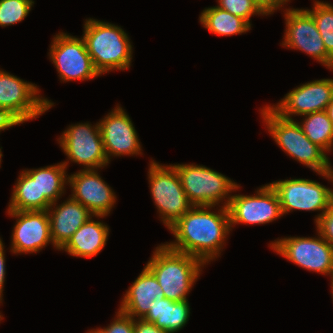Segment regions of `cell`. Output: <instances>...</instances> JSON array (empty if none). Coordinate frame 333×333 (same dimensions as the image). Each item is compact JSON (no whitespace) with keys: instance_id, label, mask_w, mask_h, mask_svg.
<instances>
[{"instance_id":"obj_1","label":"cell","mask_w":333,"mask_h":333,"mask_svg":"<svg viewBox=\"0 0 333 333\" xmlns=\"http://www.w3.org/2000/svg\"><path fill=\"white\" fill-rule=\"evenodd\" d=\"M193 206L168 230L175 240L165 243L170 249L201 260L205 266L218 258L225 246L231 226L229 212L220 206Z\"/></svg>"},{"instance_id":"obj_2","label":"cell","mask_w":333,"mask_h":333,"mask_svg":"<svg viewBox=\"0 0 333 333\" xmlns=\"http://www.w3.org/2000/svg\"><path fill=\"white\" fill-rule=\"evenodd\" d=\"M83 25L82 38L100 76L130 68L133 45L128 33L118 25L93 18L86 19Z\"/></svg>"},{"instance_id":"obj_3","label":"cell","mask_w":333,"mask_h":333,"mask_svg":"<svg viewBox=\"0 0 333 333\" xmlns=\"http://www.w3.org/2000/svg\"><path fill=\"white\" fill-rule=\"evenodd\" d=\"M204 265L198 258L172 250L166 244L157 246L146 263L162 287L165 298L173 301L188 300Z\"/></svg>"},{"instance_id":"obj_4","label":"cell","mask_w":333,"mask_h":333,"mask_svg":"<svg viewBox=\"0 0 333 333\" xmlns=\"http://www.w3.org/2000/svg\"><path fill=\"white\" fill-rule=\"evenodd\" d=\"M260 113L267 131L287 155L316 174L327 172V153L307 138L298 122L280 117L269 105Z\"/></svg>"},{"instance_id":"obj_5","label":"cell","mask_w":333,"mask_h":333,"mask_svg":"<svg viewBox=\"0 0 333 333\" xmlns=\"http://www.w3.org/2000/svg\"><path fill=\"white\" fill-rule=\"evenodd\" d=\"M37 85L0 69V117L15 125L38 118L54 103L42 97Z\"/></svg>"},{"instance_id":"obj_6","label":"cell","mask_w":333,"mask_h":333,"mask_svg":"<svg viewBox=\"0 0 333 333\" xmlns=\"http://www.w3.org/2000/svg\"><path fill=\"white\" fill-rule=\"evenodd\" d=\"M171 165L176 169L185 194L193 206L220 207L222 204V207L227 208L231 193L240 189L236 182L206 166L194 163Z\"/></svg>"},{"instance_id":"obj_7","label":"cell","mask_w":333,"mask_h":333,"mask_svg":"<svg viewBox=\"0 0 333 333\" xmlns=\"http://www.w3.org/2000/svg\"><path fill=\"white\" fill-rule=\"evenodd\" d=\"M149 189L159 217L169 229L193 205L189 202L176 169L170 165L150 161Z\"/></svg>"},{"instance_id":"obj_8","label":"cell","mask_w":333,"mask_h":333,"mask_svg":"<svg viewBox=\"0 0 333 333\" xmlns=\"http://www.w3.org/2000/svg\"><path fill=\"white\" fill-rule=\"evenodd\" d=\"M317 237H284L270 248L293 264L311 272L333 276V247L317 231Z\"/></svg>"},{"instance_id":"obj_9","label":"cell","mask_w":333,"mask_h":333,"mask_svg":"<svg viewBox=\"0 0 333 333\" xmlns=\"http://www.w3.org/2000/svg\"><path fill=\"white\" fill-rule=\"evenodd\" d=\"M94 125L89 122L71 124L57 139L67 156V160L62 162L66 168L69 160L84 166V170H99L109 164L99 124L97 122Z\"/></svg>"},{"instance_id":"obj_10","label":"cell","mask_w":333,"mask_h":333,"mask_svg":"<svg viewBox=\"0 0 333 333\" xmlns=\"http://www.w3.org/2000/svg\"><path fill=\"white\" fill-rule=\"evenodd\" d=\"M269 184L278 195L283 215L294 210L319 211L316 223L333 201V189L314 180L294 178Z\"/></svg>"},{"instance_id":"obj_11","label":"cell","mask_w":333,"mask_h":333,"mask_svg":"<svg viewBox=\"0 0 333 333\" xmlns=\"http://www.w3.org/2000/svg\"><path fill=\"white\" fill-rule=\"evenodd\" d=\"M48 55L62 82L85 81L100 76L93 66L82 37L59 32L52 38Z\"/></svg>"},{"instance_id":"obj_12","label":"cell","mask_w":333,"mask_h":333,"mask_svg":"<svg viewBox=\"0 0 333 333\" xmlns=\"http://www.w3.org/2000/svg\"><path fill=\"white\" fill-rule=\"evenodd\" d=\"M285 33L282 46L307 53L333 71V58L327 53L316 23L306 9L285 8Z\"/></svg>"},{"instance_id":"obj_13","label":"cell","mask_w":333,"mask_h":333,"mask_svg":"<svg viewBox=\"0 0 333 333\" xmlns=\"http://www.w3.org/2000/svg\"><path fill=\"white\" fill-rule=\"evenodd\" d=\"M231 230L236 224H267L283 216L276 191L270 184L253 195L232 194L227 206Z\"/></svg>"},{"instance_id":"obj_14","label":"cell","mask_w":333,"mask_h":333,"mask_svg":"<svg viewBox=\"0 0 333 333\" xmlns=\"http://www.w3.org/2000/svg\"><path fill=\"white\" fill-rule=\"evenodd\" d=\"M333 98V79H317L301 84L289 91L277 104L269 107L280 117L295 120L292 116H304L326 110Z\"/></svg>"},{"instance_id":"obj_15","label":"cell","mask_w":333,"mask_h":333,"mask_svg":"<svg viewBox=\"0 0 333 333\" xmlns=\"http://www.w3.org/2000/svg\"><path fill=\"white\" fill-rule=\"evenodd\" d=\"M16 223L12 230L11 249L13 254L38 253L50 243V221L47 210H7Z\"/></svg>"},{"instance_id":"obj_16","label":"cell","mask_w":333,"mask_h":333,"mask_svg":"<svg viewBox=\"0 0 333 333\" xmlns=\"http://www.w3.org/2000/svg\"><path fill=\"white\" fill-rule=\"evenodd\" d=\"M98 124L109 163L112 157L143 155L142 145L132 120L119 104Z\"/></svg>"},{"instance_id":"obj_17","label":"cell","mask_w":333,"mask_h":333,"mask_svg":"<svg viewBox=\"0 0 333 333\" xmlns=\"http://www.w3.org/2000/svg\"><path fill=\"white\" fill-rule=\"evenodd\" d=\"M98 169H81L68 175L69 195L86 207L94 215H105L112 211L116 203L113 189L99 175Z\"/></svg>"},{"instance_id":"obj_18","label":"cell","mask_w":333,"mask_h":333,"mask_svg":"<svg viewBox=\"0 0 333 333\" xmlns=\"http://www.w3.org/2000/svg\"><path fill=\"white\" fill-rule=\"evenodd\" d=\"M52 203L48 210L50 235L53 247L60 250L86 221L92 216L86 207L69 196L61 204Z\"/></svg>"},{"instance_id":"obj_19","label":"cell","mask_w":333,"mask_h":333,"mask_svg":"<svg viewBox=\"0 0 333 333\" xmlns=\"http://www.w3.org/2000/svg\"><path fill=\"white\" fill-rule=\"evenodd\" d=\"M156 298L159 300L165 298L162 287L154 274L144 266L139 276L124 294L119 310L133 319H142Z\"/></svg>"},{"instance_id":"obj_20","label":"cell","mask_w":333,"mask_h":333,"mask_svg":"<svg viewBox=\"0 0 333 333\" xmlns=\"http://www.w3.org/2000/svg\"><path fill=\"white\" fill-rule=\"evenodd\" d=\"M93 217L103 219L106 216H92L75 231L60 251H65L73 257L92 258L103 250L108 241L109 227L103 221L93 220Z\"/></svg>"},{"instance_id":"obj_21","label":"cell","mask_w":333,"mask_h":333,"mask_svg":"<svg viewBox=\"0 0 333 333\" xmlns=\"http://www.w3.org/2000/svg\"><path fill=\"white\" fill-rule=\"evenodd\" d=\"M190 313L188 300L173 301L167 298L161 300L156 298L142 319L154 323L167 333H176L185 327L189 321Z\"/></svg>"},{"instance_id":"obj_22","label":"cell","mask_w":333,"mask_h":333,"mask_svg":"<svg viewBox=\"0 0 333 333\" xmlns=\"http://www.w3.org/2000/svg\"><path fill=\"white\" fill-rule=\"evenodd\" d=\"M16 181L7 210H48L52 202L47 197H39L37 169L21 171Z\"/></svg>"},{"instance_id":"obj_23","label":"cell","mask_w":333,"mask_h":333,"mask_svg":"<svg viewBox=\"0 0 333 333\" xmlns=\"http://www.w3.org/2000/svg\"><path fill=\"white\" fill-rule=\"evenodd\" d=\"M199 22L210 33L220 36L242 35L251 30V25L217 6L206 7L199 16Z\"/></svg>"},{"instance_id":"obj_24","label":"cell","mask_w":333,"mask_h":333,"mask_svg":"<svg viewBox=\"0 0 333 333\" xmlns=\"http://www.w3.org/2000/svg\"><path fill=\"white\" fill-rule=\"evenodd\" d=\"M302 117L298 124L307 138L326 153L331 152L333 150V125L326 110L313 112Z\"/></svg>"},{"instance_id":"obj_25","label":"cell","mask_w":333,"mask_h":333,"mask_svg":"<svg viewBox=\"0 0 333 333\" xmlns=\"http://www.w3.org/2000/svg\"><path fill=\"white\" fill-rule=\"evenodd\" d=\"M66 170L62 162L38 168L39 197H47L52 203L58 202L65 195V185L68 184Z\"/></svg>"},{"instance_id":"obj_26","label":"cell","mask_w":333,"mask_h":333,"mask_svg":"<svg viewBox=\"0 0 333 333\" xmlns=\"http://www.w3.org/2000/svg\"><path fill=\"white\" fill-rule=\"evenodd\" d=\"M306 10L316 23L327 53L333 58V4L316 0L312 10Z\"/></svg>"},{"instance_id":"obj_27","label":"cell","mask_w":333,"mask_h":333,"mask_svg":"<svg viewBox=\"0 0 333 333\" xmlns=\"http://www.w3.org/2000/svg\"><path fill=\"white\" fill-rule=\"evenodd\" d=\"M33 4L34 0H0V26H11L23 21Z\"/></svg>"},{"instance_id":"obj_28","label":"cell","mask_w":333,"mask_h":333,"mask_svg":"<svg viewBox=\"0 0 333 333\" xmlns=\"http://www.w3.org/2000/svg\"><path fill=\"white\" fill-rule=\"evenodd\" d=\"M217 7L230 12L235 16H239L246 20L251 26V17L254 15H264L266 14L251 0H217Z\"/></svg>"},{"instance_id":"obj_29","label":"cell","mask_w":333,"mask_h":333,"mask_svg":"<svg viewBox=\"0 0 333 333\" xmlns=\"http://www.w3.org/2000/svg\"><path fill=\"white\" fill-rule=\"evenodd\" d=\"M116 317L104 328L90 329L92 333H134L135 319L118 309Z\"/></svg>"},{"instance_id":"obj_30","label":"cell","mask_w":333,"mask_h":333,"mask_svg":"<svg viewBox=\"0 0 333 333\" xmlns=\"http://www.w3.org/2000/svg\"><path fill=\"white\" fill-rule=\"evenodd\" d=\"M315 224L316 231L333 247V201Z\"/></svg>"},{"instance_id":"obj_31","label":"cell","mask_w":333,"mask_h":333,"mask_svg":"<svg viewBox=\"0 0 333 333\" xmlns=\"http://www.w3.org/2000/svg\"><path fill=\"white\" fill-rule=\"evenodd\" d=\"M134 333H167L157 327L154 323L147 322L143 319H135Z\"/></svg>"},{"instance_id":"obj_32","label":"cell","mask_w":333,"mask_h":333,"mask_svg":"<svg viewBox=\"0 0 333 333\" xmlns=\"http://www.w3.org/2000/svg\"><path fill=\"white\" fill-rule=\"evenodd\" d=\"M254 2L265 14L271 15L280 8H284L283 5H278L274 0H251Z\"/></svg>"},{"instance_id":"obj_33","label":"cell","mask_w":333,"mask_h":333,"mask_svg":"<svg viewBox=\"0 0 333 333\" xmlns=\"http://www.w3.org/2000/svg\"><path fill=\"white\" fill-rule=\"evenodd\" d=\"M4 243L0 237V300L3 301V287H4V282H5V275H6V260H5V251L4 250Z\"/></svg>"},{"instance_id":"obj_34","label":"cell","mask_w":333,"mask_h":333,"mask_svg":"<svg viewBox=\"0 0 333 333\" xmlns=\"http://www.w3.org/2000/svg\"><path fill=\"white\" fill-rule=\"evenodd\" d=\"M323 178H326L333 183V167L331 166L330 159H328V169L327 172L319 173Z\"/></svg>"},{"instance_id":"obj_35","label":"cell","mask_w":333,"mask_h":333,"mask_svg":"<svg viewBox=\"0 0 333 333\" xmlns=\"http://www.w3.org/2000/svg\"><path fill=\"white\" fill-rule=\"evenodd\" d=\"M326 112L328 114L329 120L332 122L333 125V98L330 103L327 105Z\"/></svg>"},{"instance_id":"obj_36","label":"cell","mask_w":333,"mask_h":333,"mask_svg":"<svg viewBox=\"0 0 333 333\" xmlns=\"http://www.w3.org/2000/svg\"><path fill=\"white\" fill-rule=\"evenodd\" d=\"M13 126H16L15 124H11V123H7L1 130V131H5L6 129H9ZM2 147L0 148V166H1V160H2V157H3V154H2V151H1Z\"/></svg>"},{"instance_id":"obj_37","label":"cell","mask_w":333,"mask_h":333,"mask_svg":"<svg viewBox=\"0 0 333 333\" xmlns=\"http://www.w3.org/2000/svg\"><path fill=\"white\" fill-rule=\"evenodd\" d=\"M278 5H286L290 0H274Z\"/></svg>"},{"instance_id":"obj_38","label":"cell","mask_w":333,"mask_h":333,"mask_svg":"<svg viewBox=\"0 0 333 333\" xmlns=\"http://www.w3.org/2000/svg\"><path fill=\"white\" fill-rule=\"evenodd\" d=\"M7 123L0 117V130L6 125Z\"/></svg>"},{"instance_id":"obj_39","label":"cell","mask_w":333,"mask_h":333,"mask_svg":"<svg viewBox=\"0 0 333 333\" xmlns=\"http://www.w3.org/2000/svg\"><path fill=\"white\" fill-rule=\"evenodd\" d=\"M332 298H333V276L331 277V293Z\"/></svg>"},{"instance_id":"obj_40","label":"cell","mask_w":333,"mask_h":333,"mask_svg":"<svg viewBox=\"0 0 333 333\" xmlns=\"http://www.w3.org/2000/svg\"><path fill=\"white\" fill-rule=\"evenodd\" d=\"M2 302H3V301L0 300V305H1ZM1 320H3V315H2L1 312H0V321H1Z\"/></svg>"}]
</instances>
